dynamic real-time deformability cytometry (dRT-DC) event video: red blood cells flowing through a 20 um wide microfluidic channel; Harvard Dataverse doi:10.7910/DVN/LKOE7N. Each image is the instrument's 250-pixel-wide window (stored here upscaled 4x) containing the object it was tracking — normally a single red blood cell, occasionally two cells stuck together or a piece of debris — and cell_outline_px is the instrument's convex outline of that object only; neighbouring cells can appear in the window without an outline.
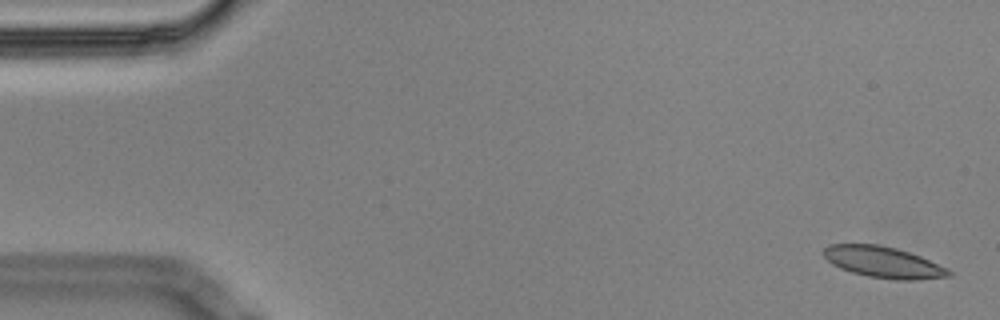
{"species": "Egyptian fruit bat (a non-hibernating species)", "species_latin": "Rousettus aegyptiacus", "temperature_condition": "cold", "stored_images_in_passage": 57, "camera_frame_rate_fps": 3000, "um_per_image_px": 0.085, "animal": {"sex": "male"}, "frame": {"image": 1, "passage_image": 1, "time_ms": 0.0, "image_size_px": [1000, 320], "cell_outline_px": [[952, 276], [920, 280], [896, 280], [868, 276], [852, 272], [840, 268], [832, 264], [824, 256], [824, 248], [828, 244], [876, 244], [896, 248], [920, 256], [948, 268], [952, 272]], "centroid_in_image_um": [75.11, 22.29], "position_along_channel_um": 9.9, "area_um2": 22.77}}
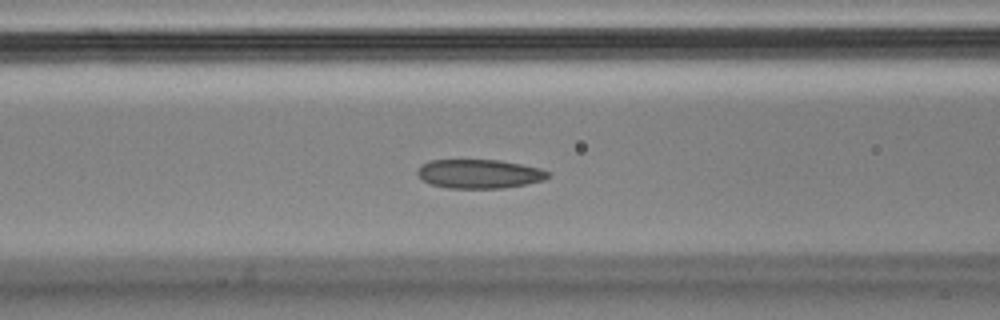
{"frame": {"image": 2, "passage_image": 22, "time_ms": 7.0, "image_size_px": [1000, 320], "cell_outline_px": [[552, 176], [544, 180], [504, 188], [448, 188], [432, 184], [424, 180], [416, 172], [420, 164], [432, 160], [500, 160], [540, 168], [552, 172]], "centroid_in_image_um": [40.78, 14.77], "position_along_channel_um": 125.8, "area_um2": 22.08}}
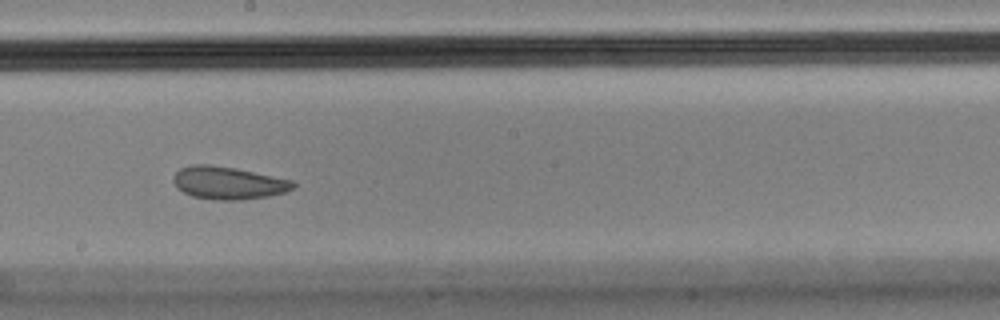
{"frame": {"image": 3, "passage_image": 31, "time_ms": 10.0, "image_size_px": [1000, 320], "cell_outline_px": [[296, 184], [292, 188], [284, 192], [268, 196], [244, 200], [212, 200], [192, 196], [176, 188], [172, 180], [176, 172], [180, 168], [192, 164], [208, 164], [236, 168], [292, 180]], "centroid_in_image_um": [19.36, 15.55], "position_along_channel_um": 228.8, "area_um2": 22.89}, "authors_computed_cell_mechanics": {"area_um2": 23.2934, "velocity_mm_per_s": 3.4347, "shape_relaxation_time_tau1_ms": null, "shape_relaxation_time_tau2_ms": 1.9665, "deformation_change_tau1": null, "deformation_change_tau2": 0.0595}}